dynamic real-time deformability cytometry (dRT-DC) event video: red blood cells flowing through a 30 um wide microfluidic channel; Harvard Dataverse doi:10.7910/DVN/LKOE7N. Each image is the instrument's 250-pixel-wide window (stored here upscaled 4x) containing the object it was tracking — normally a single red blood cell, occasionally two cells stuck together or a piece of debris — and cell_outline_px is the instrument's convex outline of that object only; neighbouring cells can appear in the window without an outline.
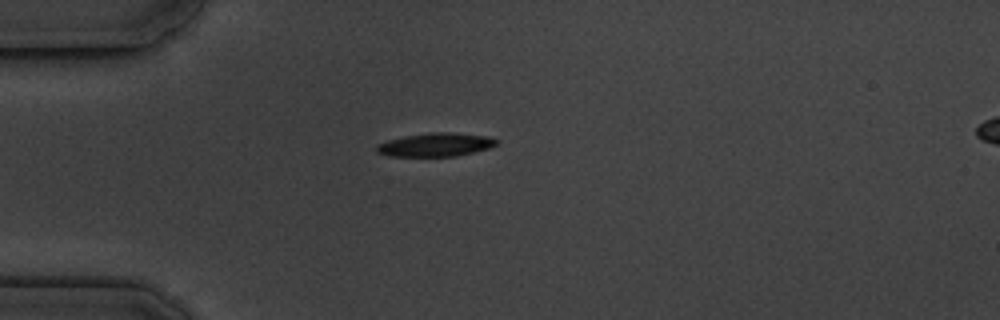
{"species": "common noctule bat (a hibernating species)", "species_latin": "Nyctalus noctula", "temperature_condition": "cold", "stored_images_in_passage": 1, "camera_frame_rate_fps": 3000, "um_per_image_px": 0.085, "animal": {"sex": "male", "body_mass_g": 19.5, "forearm_length_mm": 54.6}, "frame": {"image": 1, "passage_image": 1, "time_ms": 0.0, "image_size_px": [1000, 320], "cell_outline_px": [[500, 140], [496, 144], [488, 148], [456, 156], [388, 156], [376, 152], [376, 144], [388, 140], [404, 136], [432, 132], [452, 132], [488, 136]], "centroid_in_image_um": [37.01, 12.29], "position_along_channel_um": 48.0, "area_um2": 16.42}}